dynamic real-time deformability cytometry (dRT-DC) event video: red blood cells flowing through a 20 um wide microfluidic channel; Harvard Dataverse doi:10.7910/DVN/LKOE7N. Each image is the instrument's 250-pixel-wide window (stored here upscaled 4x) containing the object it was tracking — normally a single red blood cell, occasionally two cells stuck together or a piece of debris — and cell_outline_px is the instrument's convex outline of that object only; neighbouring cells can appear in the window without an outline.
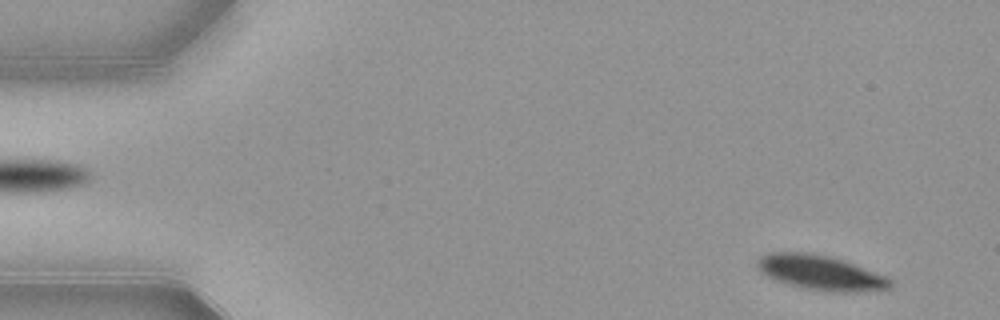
{"species": "common noctule bat (a hibernating species)", "species_latin": "Nyctalus noctula", "temperature_condition": "warm", "stored_images_in_passage": 53, "camera_frame_rate_fps": 3000, "um_per_image_px": 0.085, "animal": {"sex": "female", "body_mass_g": 21.9}, "frame": {"image": 1, "passage_image": 3, "time_ms": 0.667, "image_size_px": [1000, 320], "cell_outline_px": [[892, 284], [888, 288], [856, 292], [828, 292], [788, 284], [776, 280], [760, 272], [756, 268], [756, 260], [760, 256], [768, 252], [812, 252], [832, 256], [844, 260], [888, 276], [892, 280]], "centroid_in_image_um": [69.73, 23.15], "position_along_channel_um": 15.3, "area_um2": 27.22}}
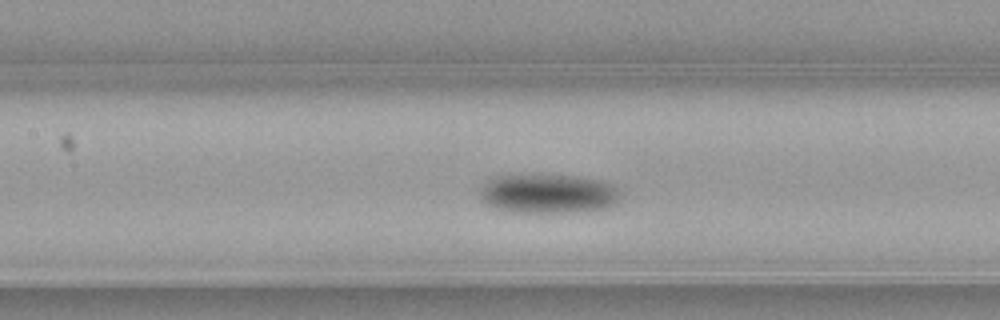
{"frame": {"image": 2, "passage_image": 23, "time_ms": 7.333, "image_size_px": [1000, 320], "cell_outline_px": [[620, 200], [616, 204], [604, 208], [572, 212], [512, 212], [496, 208], [484, 204], [480, 200], [480, 188], [492, 176], [576, 176], [604, 180], [612, 184], [620, 192]], "centroid_in_image_um": [46.59, 16.47], "position_along_channel_um": 160.8, "area_um2": 32.14}}
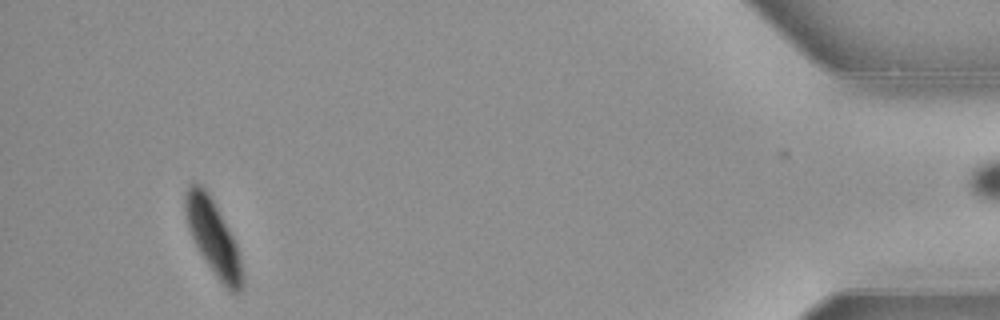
{"frame": {"image": 3, "passage_image": 49, "time_ms": 16.0, "image_size_px": [1000, 320], "cell_outline_px": [[244, 284], [240, 292], [232, 292], [216, 276], [204, 260], [188, 228], [184, 212], [184, 192], [188, 184], [200, 184], [208, 192], [228, 228], [236, 244], [244, 272]], "centroid_in_image_um": [18.11, 20.17], "position_along_channel_um": 417.1, "area_um2": 24.68}}